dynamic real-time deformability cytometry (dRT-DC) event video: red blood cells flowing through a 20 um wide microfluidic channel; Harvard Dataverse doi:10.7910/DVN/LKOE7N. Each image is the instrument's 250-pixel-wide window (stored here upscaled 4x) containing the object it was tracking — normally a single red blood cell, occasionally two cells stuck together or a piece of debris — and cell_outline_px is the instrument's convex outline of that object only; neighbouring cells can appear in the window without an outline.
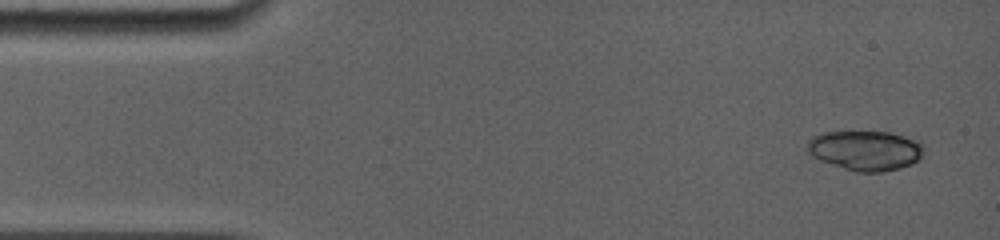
{"species": "common noctule bat (a hibernating species)", "species_latin": "Nyctalus noctula", "temperature_condition": "room temperature", "stored_images_in_passage": 5, "camera_frame_rate_fps": 5000, "um_per_image_px": 0.085, "animal": {"sex": "female", "body_mass_g": 19.0, "forearm_length_mm": 56.7}, "frame": {"image": 1, "passage_image": 1, "time_ms": 0.0, "image_size_px": [1000, 240], "cell_outline_px": [[924, 156], [920, 160], [912, 164], [900, 168], [880, 172], [856, 172], [820, 160], [812, 156], [804, 148], [808, 140], [812, 136], [824, 132], [892, 132], [920, 140], [924, 144]], "centroid_in_image_um": [73.6, 12.78], "position_along_channel_um": 11.4, "area_um2": 27.57}}